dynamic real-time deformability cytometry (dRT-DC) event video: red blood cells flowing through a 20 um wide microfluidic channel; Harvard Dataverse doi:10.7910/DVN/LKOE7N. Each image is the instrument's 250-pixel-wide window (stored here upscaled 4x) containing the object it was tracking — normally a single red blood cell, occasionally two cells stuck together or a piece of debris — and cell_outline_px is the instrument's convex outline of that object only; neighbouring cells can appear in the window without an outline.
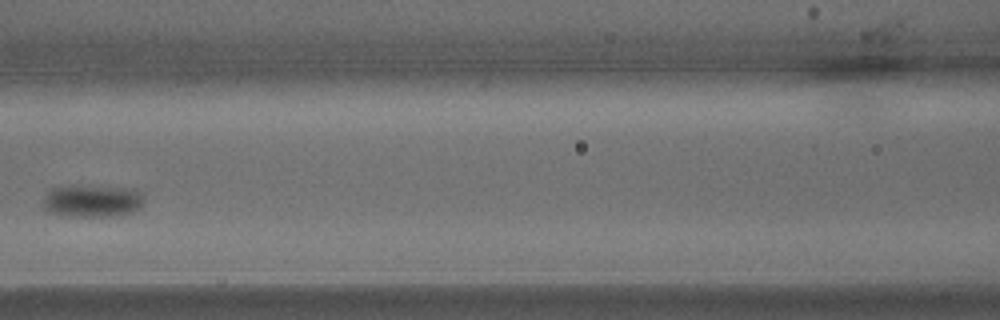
{"species": "common noctule bat (a hibernating species)", "species_latin": "Nyctalus noctula", "temperature_condition": "warm", "stored_images_in_passage": 27, "camera_frame_rate_fps": 3000, "um_per_image_px": 0.085, "animal": {"sex": "male", "body_mass_g": 15.6}, "frame": {"image": 1, "passage_image": 8, "time_ms": 2.333, "image_size_px": [1000, 320], "cell_outline_px": [[144, 200], [140, 208], [132, 212], [120, 216], [68, 216], [52, 212], [44, 208], [44, 196], [52, 188], [124, 188], [136, 192]], "centroid_in_image_um": [7.85, 17.14], "position_along_channel_um": 158.8, "area_um2": 17.92}}
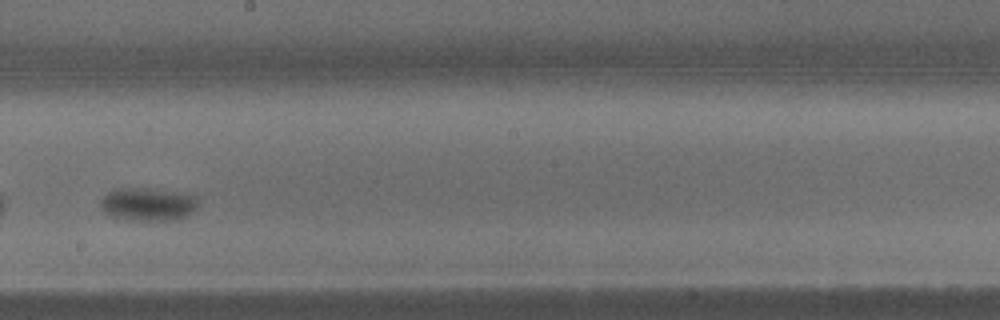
{"frame": {"image": 2, "passage_image": 12, "time_ms": 3.667, "image_size_px": [1000, 320], "cell_outline_px": [[196, 204], [184, 216], [176, 220], [136, 220], [112, 216], [104, 212], [100, 208], [100, 200], [108, 192], [116, 188], [140, 188], [196, 196]], "centroid_in_image_um": [12.45, 17.36], "position_along_channel_um": 235.7, "area_um2": 18.03}}
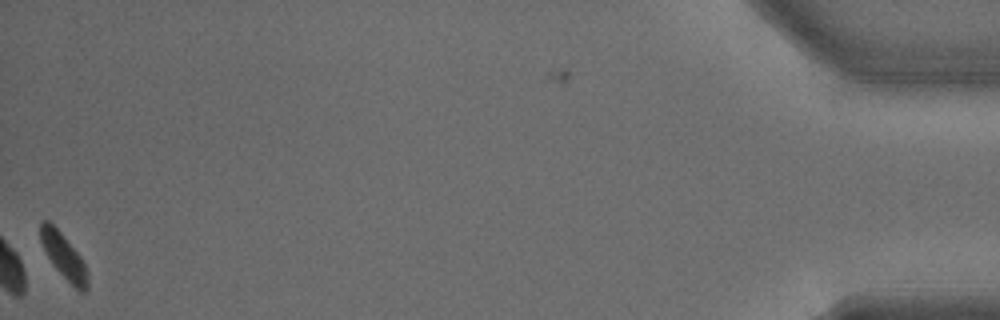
{"frame": {"image": 3, "passage_image": 27, "time_ms": 8.667, "image_size_px": [1000, 320], "cell_outline_px": [[88, 288], [84, 292], [76, 288], [52, 264], [40, 240], [40, 224], [44, 220], [48, 220], [60, 232], [80, 256], [88, 272]], "centroid_in_image_um": [5.42, 21.76], "position_along_channel_um": 429.8, "area_um2": 11.96}}